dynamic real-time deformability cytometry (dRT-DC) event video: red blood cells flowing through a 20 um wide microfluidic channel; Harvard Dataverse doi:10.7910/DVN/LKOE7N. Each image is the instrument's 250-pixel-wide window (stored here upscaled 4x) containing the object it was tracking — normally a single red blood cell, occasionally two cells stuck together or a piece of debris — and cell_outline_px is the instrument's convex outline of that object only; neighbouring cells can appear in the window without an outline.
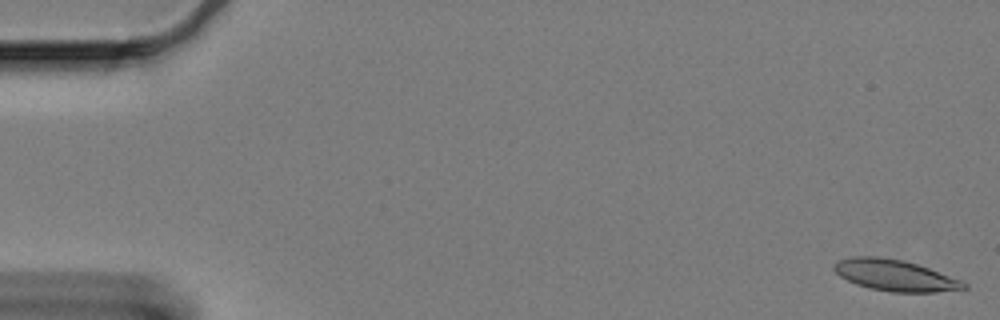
{"species": "Egyptian fruit bat (a non-hibernating species)", "species_latin": "Rousettus aegyptiacus", "temperature_condition": "cold", "stored_images_in_passage": 60, "camera_frame_rate_fps": 3000, "um_per_image_px": 0.085, "animal": {"sex": "female"}, "frame": {"image": 1, "passage_image": 1, "time_ms": 0.0, "image_size_px": [1000, 320], "cell_outline_px": [[968, 288], [936, 292], [892, 292], [868, 288], [856, 284], [840, 276], [832, 268], [840, 260], [852, 256], [880, 256], [904, 260], [928, 268], [960, 280], [968, 284]], "centroid_in_image_um": [76.06, 23.4], "position_along_channel_um": 8.9, "area_um2": 23.47}}
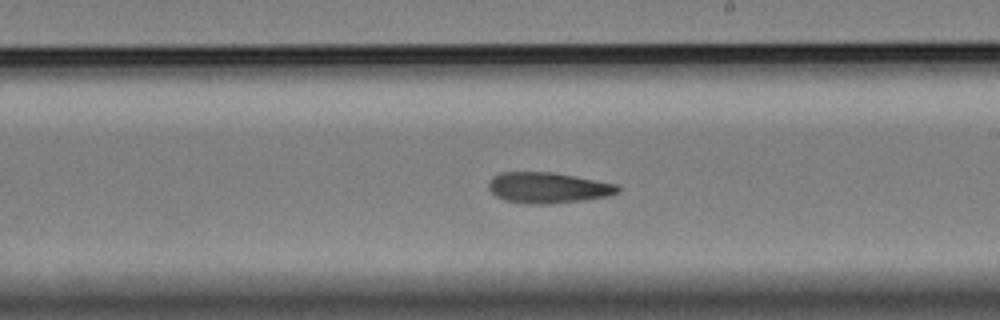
{"frame": {"image": 2, "passage_image": 35, "time_ms": 11.333, "image_size_px": [1000, 320], "cell_outline_px": [[620, 192], [608, 196], [552, 204], [528, 204], [504, 200], [496, 196], [488, 188], [488, 180], [492, 176], [500, 172], [552, 172], [616, 184], [620, 188]], "centroid_in_image_um": [46.53, 15.96], "position_along_channel_um": 242.5, "area_um2": 23.18}}
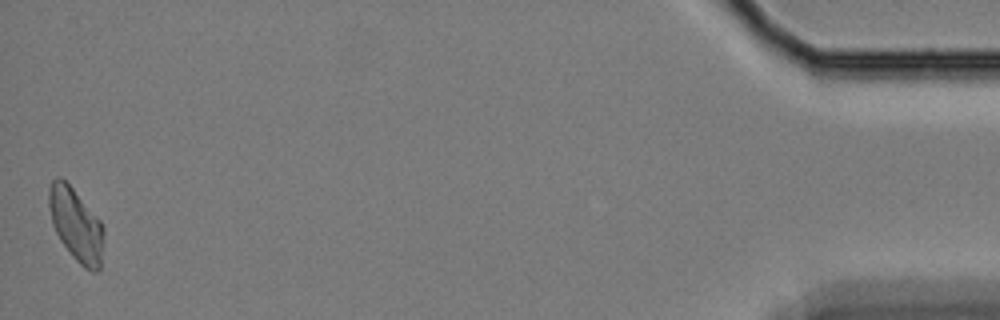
{"frame": {"image": 3, "passage_image": 60, "time_ms": 19.667, "image_size_px": [1000, 320], "cell_outline_px": [[104, 232], [100, 268], [96, 272], [92, 272], [84, 268], [72, 256], [60, 240], [52, 224], [48, 204], [48, 188], [52, 180], [56, 176], [60, 176], [72, 188], [100, 220], [104, 228]], "centroid_in_image_um": [6.45, 19.1], "position_along_channel_um": 428.8, "area_um2": 23.24}, "authors_computed_cell_mechanics": {"area_um2": 23.409, "velocity_mm_per_s": 3.2934, "shape_relaxation_time_tau1_ms": 8.3638, "shape_relaxation_time_tau2_ms": 4.9623, "deformation_change_tau1": 0.1852, "deformation_change_tau2": 0.1205}}